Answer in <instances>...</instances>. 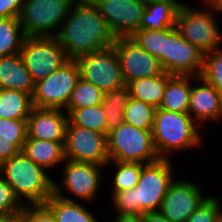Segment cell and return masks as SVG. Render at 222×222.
Here are the masks:
<instances>
[{"label": "cell", "instance_id": "1", "mask_svg": "<svg viewBox=\"0 0 222 222\" xmlns=\"http://www.w3.org/2000/svg\"><path fill=\"white\" fill-rule=\"evenodd\" d=\"M55 38L71 60L109 48L116 41L91 0H76L71 5Z\"/></svg>", "mask_w": 222, "mask_h": 222}, {"label": "cell", "instance_id": "2", "mask_svg": "<svg viewBox=\"0 0 222 222\" xmlns=\"http://www.w3.org/2000/svg\"><path fill=\"white\" fill-rule=\"evenodd\" d=\"M175 180L171 159L159 158L145 163L137 185L117 193H111L116 214L143 215L159 211L170 184Z\"/></svg>", "mask_w": 222, "mask_h": 222}, {"label": "cell", "instance_id": "3", "mask_svg": "<svg viewBox=\"0 0 222 222\" xmlns=\"http://www.w3.org/2000/svg\"><path fill=\"white\" fill-rule=\"evenodd\" d=\"M198 127L189 113L156 108L152 137L158 157L171 159L172 152L201 147L204 137Z\"/></svg>", "mask_w": 222, "mask_h": 222}, {"label": "cell", "instance_id": "4", "mask_svg": "<svg viewBox=\"0 0 222 222\" xmlns=\"http://www.w3.org/2000/svg\"><path fill=\"white\" fill-rule=\"evenodd\" d=\"M0 175L20 201L28 199V204H44L53 195L54 179L22 151L0 164Z\"/></svg>", "mask_w": 222, "mask_h": 222}, {"label": "cell", "instance_id": "5", "mask_svg": "<svg viewBox=\"0 0 222 222\" xmlns=\"http://www.w3.org/2000/svg\"><path fill=\"white\" fill-rule=\"evenodd\" d=\"M200 9L182 3L179 7L175 28L180 35L204 53L222 47V34L216 20L219 9L205 7Z\"/></svg>", "mask_w": 222, "mask_h": 222}, {"label": "cell", "instance_id": "6", "mask_svg": "<svg viewBox=\"0 0 222 222\" xmlns=\"http://www.w3.org/2000/svg\"><path fill=\"white\" fill-rule=\"evenodd\" d=\"M110 161L151 163L159 159L152 130H142L125 122L107 135Z\"/></svg>", "mask_w": 222, "mask_h": 222}, {"label": "cell", "instance_id": "7", "mask_svg": "<svg viewBox=\"0 0 222 222\" xmlns=\"http://www.w3.org/2000/svg\"><path fill=\"white\" fill-rule=\"evenodd\" d=\"M75 1L23 0L19 20L26 37H55Z\"/></svg>", "mask_w": 222, "mask_h": 222}, {"label": "cell", "instance_id": "8", "mask_svg": "<svg viewBox=\"0 0 222 222\" xmlns=\"http://www.w3.org/2000/svg\"><path fill=\"white\" fill-rule=\"evenodd\" d=\"M79 78L76 61L69 59L45 79L35 83L33 107L65 110Z\"/></svg>", "mask_w": 222, "mask_h": 222}, {"label": "cell", "instance_id": "9", "mask_svg": "<svg viewBox=\"0 0 222 222\" xmlns=\"http://www.w3.org/2000/svg\"><path fill=\"white\" fill-rule=\"evenodd\" d=\"M20 55L34 83L69 60L55 37H26Z\"/></svg>", "mask_w": 222, "mask_h": 222}, {"label": "cell", "instance_id": "10", "mask_svg": "<svg viewBox=\"0 0 222 222\" xmlns=\"http://www.w3.org/2000/svg\"><path fill=\"white\" fill-rule=\"evenodd\" d=\"M80 77L91 82L102 92L125 85L115 47L82 55L75 59Z\"/></svg>", "mask_w": 222, "mask_h": 222}, {"label": "cell", "instance_id": "11", "mask_svg": "<svg viewBox=\"0 0 222 222\" xmlns=\"http://www.w3.org/2000/svg\"><path fill=\"white\" fill-rule=\"evenodd\" d=\"M65 158L74 162L106 166L110 161L107 136L98 131L73 125L69 120L65 136Z\"/></svg>", "mask_w": 222, "mask_h": 222}, {"label": "cell", "instance_id": "12", "mask_svg": "<svg viewBox=\"0 0 222 222\" xmlns=\"http://www.w3.org/2000/svg\"><path fill=\"white\" fill-rule=\"evenodd\" d=\"M61 183L54 181L53 194L63 196V190L68 191L77 199L92 202L102 186L100 182L104 176L101 170L104 166L95 163L74 162L65 160ZM61 184V185H60ZM65 188V189H64Z\"/></svg>", "mask_w": 222, "mask_h": 222}, {"label": "cell", "instance_id": "13", "mask_svg": "<svg viewBox=\"0 0 222 222\" xmlns=\"http://www.w3.org/2000/svg\"><path fill=\"white\" fill-rule=\"evenodd\" d=\"M204 52L184 39L175 27L166 28L165 72L179 76H201Z\"/></svg>", "mask_w": 222, "mask_h": 222}, {"label": "cell", "instance_id": "14", "mask_svg": "<svg viewBox=\"0 0 222 222\" xmlns=\"http://www.w3.org/2000/svg\"><path fill=\"white\" fill-rule=\"evenodd\" d=\"M119 58L125 84L135 79L150 78L165 71L161 61L144 50L131 37H119L113 45Z\"/></svg>", "mask_w": 222, "mask_h": 222}, {"label": "cell", "instance_id": "15", "mask_svg": "<svg viewBox=\"0 0 222 222\" xmlns=\"http://www.w3.org/2000/svg\"><path fill=\"white\" fill-rule=\"evenodd\" d=\"M116 37H132L138 30L145 5L139 0H91Z\"/></svg>", "mask_w": 222, "mask_h": 222}, {"label": "cell", "instance_id": "16", "mask_svg": "<svg viewBox=\"0 0 222 222\" xmlns=\"http://www.w3.org/2000/svg\"><path fill=\"white\" fill-rule=\"evenodd\" d=\"M208 197L191 180L176 179L170 184L159 212L171 222H186Z\"/></svg>", "mask_w": 222, "mask_h": 222}, {"label": "cell", "instance_id": "17", "mask_svg": "<svg viewBox=\"0 0 222 222\" xmlns=\"http://www.w3.org/2000/svg\"><path fill=\"white\" fill-rule=\"evenodd\" d=\"M26 121L29 138L65 143L68 114L63 109L33 107Z\"/></svg>", "mask_w": 222, "mask_h": 222}, {"label": "cell", "instance_id": "18", "mask_svg": "<svg viewBox=\"0 0 222 222\" xmlns=\"http://www.w3.org/2000/svg\"><path fill=\"white\" fill-rule=\"evenodd\" d=\"M196 81L200 85L191 83L189 115L199 126L207 121L218 122L222 118V95L203 77L197 76Z\"/></svg>", "mask_w": 222, "mask_h": 222}, {"label": "cell", "instance_id": "19", "mask_svg": "<svg viewBox=\"0 0 222 222\" xmlns=\"http://www.w3.org/2000/svg\"><path fill=\"white\" fill-rule=\"evenodd\" d=\"M34 85L20 53L0 57V89H13L32 96Z\"/></svg>", "mask_w": 222, "mask_h": 222}, {"label": "cell", "instance_id": "20", "mask_svg": "<svg viewBox=\"0 0 222 222\" xmlns=\"http://www.w3.org/2000/svg\"><path fill=\"white\" fill-rule=\"evenodd\" d=\"M64 144L27 137L21 151L36 165L48 170L60 165V163L64 164L66 160Z\"/></svg>", "mask_w": 222, "mask_h": 222}, {"label": "cell", "instance_id": "21", "mask_svg": "<svg viewBox=\"0 0 222 222\" xmlns=\"http://www.w3.org/2000/svg\"><path fill=\"white\" fill-rule=\"evenodd\" d=\"M196 82V76L173 75L166 84L160 109L188 113L191 94V82Z\"/></svg>", "mask_w": 222, "mask_h": 222}, {"label": "cell", "instance_id": "22", "mask_svg": "<svg viewBox=\"0 0 222 222\" xmlns=\"http://www.w3.org/2000/svg\"><path fill=\"white\" fill-rule=\"evenodd\" d=\"M182 3L180 0H163L146 5L139 29L162 30L175 27L176 16Z\"/></svg>", "mask_w": 222, "mask_h": 222}, {"label": "cell", "instance_id": "23", "mask_svg": "<svg viewBox=\"0 0 222 222\" xmlns=\"http://www.w3.org/2000/svg\"><path fill=\"white\" fill-rule=\"evenodd\" d=\"M172 76L164 72L158 76L132 80L127 84L130 90V97L159 108L166 84Z\"/></svg>", "mask_w": 222, "mask_h": 222}, {"label": "cell", "instance_id": "24", "mask_svg": "<svg viewBox=\"0 0 222 222\" xmlns=\"http://www.w3.org/2000/svg\"><path fill=\"white\" fill-rule=\"evenodd\" d=\"M58 222H98L99 220L81 203L72 198L53 194L44 203Z\"/></svg>", "mask_w": 222, "mask_h": 222}, {"label": "cell", "instance_id": "25", "mask_svg": "<svg viewBox=\"0 0 222 222\" xmlns=\"http://www.w3.org/2000/svg\"><path fill=\"white\" fill-rule=\"evenodd\" d=\"M32 108L30 94L13 89H0V118L26 120Z\"/></svg>", "mask_w": 222, "mask_h": 222}, {"label": "cell", "instance_id": "26", "mask_svg": "<svg viewBox=\"0 0 222 222\" xmlns=\"http://www.w3.org/2000/svg\"><path fill=\"white\" fill-rule=\"evenodd\" d=\"M130 98L128 85L103 93L102 107L107 118V135L124 122L125 108Z\"/></svg>", "mask_w": 222, "mask_h": 222}, {"label": "cell", "instance_id": "27", "mask_svg": "<svg viewBox=\"0 0 222 222\" xmlns=\"http://www.w3.org/2000/svg\"><path fill=\"white\" fill-rule=\"evenodd\" d=\"M25 38L19 18H0V57L20 53Z\"/></svg>", "mask_w": 222, "mask_h": 222}, {"label": "cell", "instance_id": "28", "mask_svg": "<svg viewBox=\"0 0 222 222\" xmlns=\"http://www.w3.org/2000/svg\"><path fill=\"white\" fill-rule=\"evenodd\" d=\"M64 111L73 125L98 131L107 136V118L102 104Z\"/></svg>", "mask_w": 222, "mask_h": 222}, {"label": "cell", "instance_id": "29", "mask_svg": "<svg viewBox=\"0 0 222 222\" xmlns=\"http://www.w3.org/2000/svg\"><path fill=\"white\" fill-rule=\"evenodd\" d=\"M156 108L135 98H129L124 122L142 130H152Z\"/></svg>", "mask_w": 222, "mask_h": 222}, {"label": "cell", "instance_id": "30", "mask_svg": "<svg viewBox=\"0 0 222 222\" xmlns=\"http://www.w3.org/2000/svg\"><path fill=\"white\" fill-rule=\"evenodd\" d=\"M112 164L116 166V172L114 173L113 180L111 179L113 184V190L111 193L127 190L137 185L143 163L109 161L106 166L111 167Z\"/></svg>", "mask_w": 222, "mask_h": 222}, {"label": "cell", "instance_id": "31", "mask_svg": "<svg viewBox=\"0 0 222 222\" xmlns=\"http://www.w3.org/2000/svg\"><path fill=\"white\" fill-rule=\"evenodd\" d=\"M131 38L160 60L165 71L166 28L162 30L139 29Z\"/></svg>", "mask_w": 222, "mask_h": 222}, {"label": "cell", "instance_id": "32", "mask_svg": "<svg viewBox=\"0 0 222 222\" xmlns=\"http://www.w3.org/2000/svg\"><path fill=\"white\" fill-rule=\"evenodd\" d=\"M103 93L104 92L91 82L85 81L80 77L72 92L71 99L66 109H80L83 107L102 104Z\"/></svg>", "mask_w": 222, "mask_h": 222}, {"label": "cell", "instance_id": "33", "mask_svg": "<svg viewBox=\"0 0 222 222\" xmlns=\"http://www.w3.org/2000/svg\"><path fill=\"white\" fill-rule=\"evenodd\" d=\"M201 77L222 95V47L204 53V67Z\"/></svg>", "mask_w": 222, "mask_h": 222}, {"label": "cell", "instance_id": "34", "mask_svg": "<svg viewBox=\"0 0 222 222\" xmlns=\"http://www.w3.org/2000/svg\"><path fill=\"white\" fill-rule=\"evenodd\" d=\"M28 202L20 201L12 187L0 175V216L20 215Z\"/></svg>", "mask_w": 222, "mask_h": 222}, {"label": "cell", "instance_id": "35", "mask_svg": "<svg viewBox=\"0 0 222 222\" xmlns=\"http://www.w3.org/2000/svg\"><path fill=\"white\" fill-rule=\"evenodd\" d=\"M0 136L14 143L20 150L27 136V121L0 118Z\"/></svg>", "mask_w": 222, "mask_h": 222}, {"label": "cell", "instance_id": "36", "mask_svg": "<svg viewBox=\"0 0 222 222\" xmlns=\"http://www.w3.org/2000/svg\"><path fill=\"white\" fill-rule=\"evenodd\" d=\"M218 198L209 196L186 222H222V210Z\"/></svg>", "mask_w": 222, "mask_h": 222}, {"label": "cell", "instance_id": "37", "mask_svg": "<svg viewBox=\"0 0 222 222\" xmlns=\"http://www.w3.org/2000/svg\"><path fill=\"white\" fill-rule=\"evenodd\" d=\"M19 216L22 222H58L45 204H25Z\"/></svg>", "mask_w": 222, "mask_h": 222}, {"label": "cell", "instance_id": "38", "mask_svg": "<svg viewBox=\"0 0 222 222\" xmlns=\"http://www.w3.org/2000/svg\"><path fill=\"white\" fill-rule=\"evenodd\" d=\"M23 0H0V18H19Z\"/></svg>", "mask_w": 222, "mask_h": 222}, {"label": "cell", "instance_id": "39", "mask_svg": "<svg viewBox=\"0 0 222 222\" xmlns=\"http://www.w3.org/2000/svg\"><path fill=\"white\" fill-rule=\"evenodd\" d=\"M21 150L11 141L1 138L0 136V164L9 160Z\"/></svg>", "mask_w": 222, "mask_h": 222}, {"label": "cell", "instance_id": "40", "mask_svg": "<svg viewBox=\"0 0 222 222\" xmlns=\"http://www.w3.org/2000/svg\"><path fill=\"white\" fill-rule=\"evenodd\" d=\"M143 222H171L159 211L145 212L142 215Z\"/></svg>", "mask_w": 222, "mask_h": 222}, {"label": "cell", "instance_id": "41", "mask_svg": "<svg viewBox=\"0 0 222 222\" xmlns=\"http://www.w3.org/2000/svg\"><path fill=\"white\" fill-rule=\"evenodd\" d=\"M116 215L112 222H143L142 215Z\"/></svg>", "mask_w": 222, "mask_h": 222}, {"label": "cell", "instance_id": "42", "mask_svg": "<svg viewBox=\"0 0 222 222\" xmlns=\"http://www.w3.org/2000/svg\"><path fill=\"white\" fill-rule=\"evenodd\" d=\"M0 222H22L19 215L17 216H0Z\"/></svg>", "mask_w": 222, "mask_h": 222}, {"label": "cell", "instance_id": "43", "mask_svg": "<svg viewBox=\"0 0 222 222\" xmlns=\"http://www.w3.org/2000/svg\"><path fill=\"white\" fill-rule=\"evenodd\" d=\"M206 7H217L219 8L222 4V0H203Z\"/></svg>", "mask_w": 222, "mask_h": 222}, {"label": "cell", "instance_id": "44", "mask_svg": "<svg viewBox=\"0 0 222 222\" xmlns=\"http://www.w3.org/2000/svg\"><path fill=\"white\" fill-rule=\"evenodd\" d=\"M139 1L142 2L146 6L148 4L160 2V1H163V0H139Z\"/></svg>", "mask_w": 222, "mask_h": 222}, {"label": "cell", "instance_id": "45", "mask_svg": "<svg viewBox=\"0 0 222 222\" xmlns=\"http://www.w3.org/2000/svg\"><path fill=\"white\" fill-rule=\"evenodd\" d=\"M218 9H219V12L222 13V4L220 5Z\"/></svg>", "mask_w": 222, "mask_h": 222}]
</instances>
